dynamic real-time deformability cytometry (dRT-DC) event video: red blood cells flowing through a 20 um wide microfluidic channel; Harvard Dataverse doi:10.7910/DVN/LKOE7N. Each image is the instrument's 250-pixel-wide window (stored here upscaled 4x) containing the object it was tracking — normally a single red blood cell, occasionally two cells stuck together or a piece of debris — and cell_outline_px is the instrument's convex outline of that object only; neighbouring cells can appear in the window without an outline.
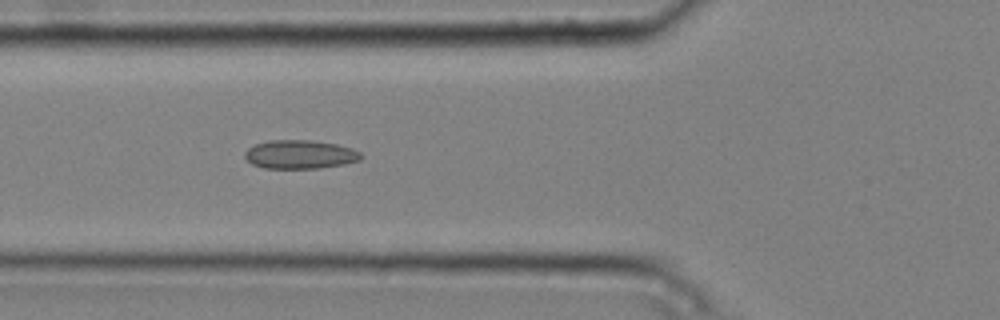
{"species": "common noctule bat (a hibernating species)", "species_latin": "Nyctalus noctula", "temperature_condition": "cold", "stored_images_in_passage": 4, "camera_frame_rate_fps": 3000, "um_per_image_px": 0.085, "animal": {"sex": "male", "body_mass_g": 20.4}, "frame": {"image": 1, "passage_image": 4, "time_ms": 1.0, "image_size_px": [1000, 320], "cell_outline_px": [[364, 156], [360, 160], [344, 164], [316, 168], [264, 168], [252, 164], [244, 156], [244, 152], [248, 148], [256, 144], [268, 140], [312, 140], [336, 144], [352, 148], [360, 152]], "centroid_in_image_um": [25.51, 13.12], "position_along_channel_um": 100.3, "area_um2": 19.42}}